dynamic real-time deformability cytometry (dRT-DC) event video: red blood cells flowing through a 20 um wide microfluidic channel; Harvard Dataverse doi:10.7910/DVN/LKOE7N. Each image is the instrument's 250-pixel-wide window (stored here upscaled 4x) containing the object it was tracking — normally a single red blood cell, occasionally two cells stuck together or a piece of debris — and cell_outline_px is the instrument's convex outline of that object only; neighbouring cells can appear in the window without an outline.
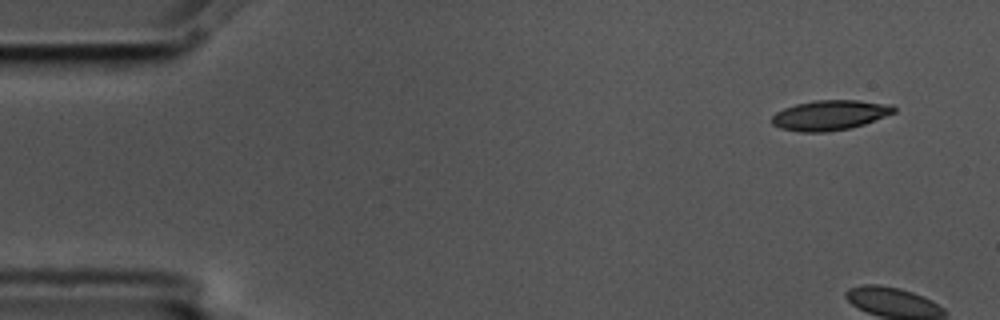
{"species": "common noctule bat (a hibernating species)", "species_latin": "Nyctalus noctula", "temperature_condition": "cold", "stored_images_in_passage": 7, "camera_frame_rate_fps": 3000, "um_per_image_px": 0.085, "animal": {"sex": "male", "body_mass_g": 17.5, "forearm_length_mm": 52.3}, "frame": {"image": 1, "passage_image": 1, "time_ms": 0.0, "image_size_px": [1000, 320], "cell_outline_px": [[896, 112], [864, 124], [848, 128], [828, 132], [800, 132], [780, 128], [772, 124], [772, 116], [776, 112], [784, 108], [796, 104], [816, 100], [860, 100], [892, 104], [896, 108]], "centroid_in_image_um": [70.55, 9.78], "position_along_channel_um": 14.4, "area_um2": 21.39}}
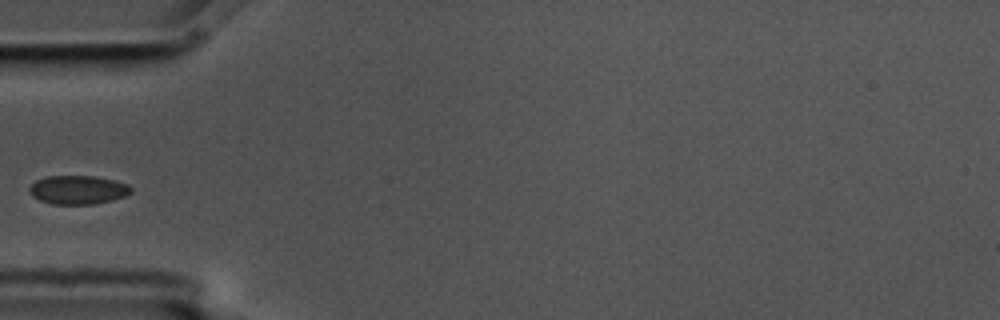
{"frame": {"image": 2, "passage_image": 6, "time_ms": 1.667, "image_size_px": [1000, 320], "cell_outline_px": [[132, 192], [124, 196], [112, 200], [92, 204], [52, 204], [40, 200], [32, 196], [28, 192], [28, 188], [36, 180], [48, 176], [96, 176], [116, 180], [128, 184], [132, 188]], "centroid_in_image_um": [6.63, 16.13], "position_along_channel_um": 78.4, "area_um2": 17.11}}